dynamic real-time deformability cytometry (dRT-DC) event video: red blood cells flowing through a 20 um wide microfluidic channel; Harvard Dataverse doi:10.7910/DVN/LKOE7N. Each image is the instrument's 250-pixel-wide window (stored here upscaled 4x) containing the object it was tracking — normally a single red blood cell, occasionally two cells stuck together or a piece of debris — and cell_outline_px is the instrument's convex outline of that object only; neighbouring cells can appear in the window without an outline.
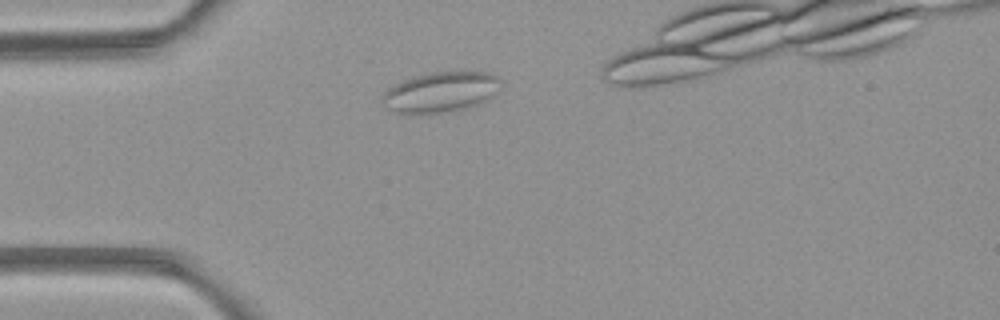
{"species": "common noctule bat (a hibernating species)", "species_latin": "Nyctalus noctula", "temperature_condition": "room temperature", "stored_images_in_passage": 5, "camera_frame_rate_fps": 3000, "um_per_image_px": 0.085, "animal": {"sex": "female", "body_mass_g": 21.9}, "frame": {"image": 1, "passage_image": 5, "time_ms": 5.333, "image_size_px": [1000, 320], "cell_outline_px": [[500, 88], [488, 100], [480, 104], [464, 108], [440, 112], [396, 112], [384, 108], [380, 104], [380, 96], [388, 88], [412, 76], [428, 72], [464, 68], [488, 72], [496, 76], [500, 80]], "centroid_in_image_um": [37.47, 7.75], "position_along_channel_um": 47.5, "area_um2": 28.61}}